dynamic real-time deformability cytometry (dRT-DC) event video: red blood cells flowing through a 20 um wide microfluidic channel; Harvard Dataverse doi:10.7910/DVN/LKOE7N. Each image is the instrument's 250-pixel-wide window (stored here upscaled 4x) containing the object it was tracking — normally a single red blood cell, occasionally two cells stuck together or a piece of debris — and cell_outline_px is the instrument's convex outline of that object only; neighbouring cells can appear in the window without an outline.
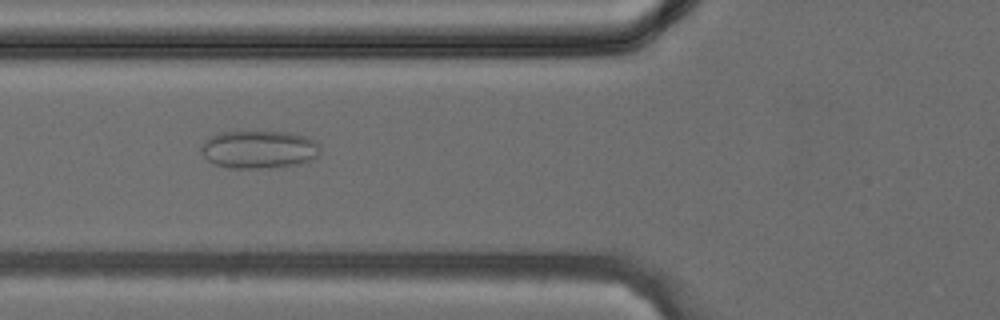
{"species": "common noctule bat (a hibernating species)", "species_latin": "Nyctalus noctula", "temperature_condition": "cold", "stored_images_in_passage": 26, "camera_frame_rate_fps": 3000, "um_per_image_px": 0.085, "animal": {"sex": "female", "body_mass_g": 24.6, "forearm_length_mm": 56.2}, "frame": {"image": 1, "passage_image": 4, "time_ms": 1.0, "image_size_px": [1000, 320], "cell_outline_px": [[320, 156], [296, 164], [268, 168], [228, 168], [216, 164], [208, 160], [200, 152], [200, 148], [204, 140], [208, 136], [220, 132], [292, 132], [316, 140], [320, 144]], "centroid_in_image_um": [22.01, 12.69], "position_along_channel_um": 103.8, "area_um2": 26.53}}